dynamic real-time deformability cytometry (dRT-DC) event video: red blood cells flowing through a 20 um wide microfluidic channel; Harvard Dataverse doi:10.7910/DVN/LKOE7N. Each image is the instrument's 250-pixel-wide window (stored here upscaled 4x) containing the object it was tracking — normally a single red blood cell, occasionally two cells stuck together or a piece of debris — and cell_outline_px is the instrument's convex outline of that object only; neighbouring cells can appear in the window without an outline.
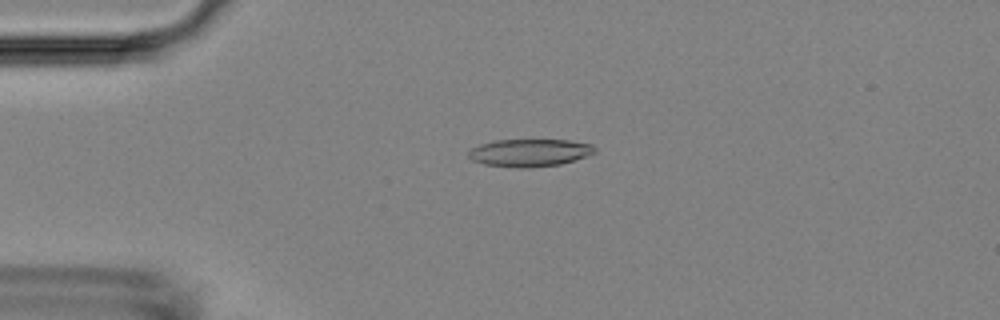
{"species": "Egyptian fruit bat (a non-hibernating species)", "species_latin": "Rousettus aegyptiacus", "temperature_condition": "room temperature", "stored_images_in_passage": 54, "camera_frame_rate_fps": 3000, "um_per_image_px": 0.085, "animal": {"sex": "female"}, "frame": {"image": 1, "passage_image": 13, "time_ms": 4.0, "image_size_px": [1000, 320], "cell_outline_px": [[596, 152], [588, 156], [560, 164], [528, 168], [516, 168], [484, 164], [472, 160], [468, 156], [468, 152], [472, 148], [480, 144], [496, 140], [568, 140], [592, 144], [596, 148]], "centroid_in_image_um": [45.03, 12.98], "position_along_channel_um": 40.0, "area_um2": 20.35}}
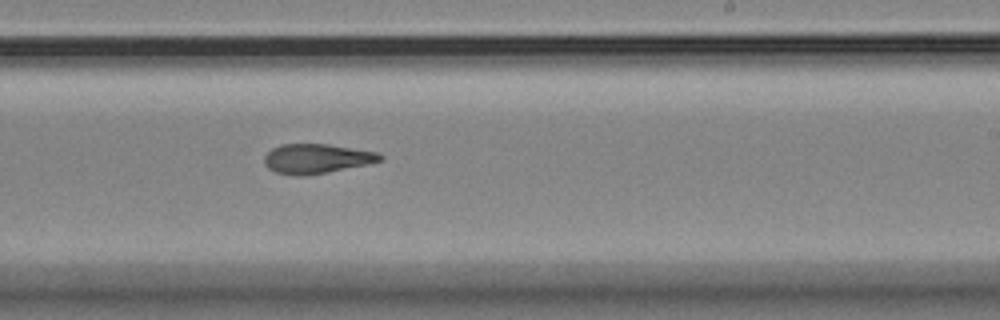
{"frame": {"image": 2, "passage_image": 33, "time_ms": 10.667, "image_size_px": [1000, 320], "cell_outline_px": [[384, 156], [380, 160], [368, 164], [304, 176], [296, 176], [276, 172], [268, 168], [264, 164], [264, 156], [272, 148], [280, 144], [328, 144], [380, 152]], "centroid_in_image_um": [26.9, 13.47], "position_along_channel_um": 262.1, "area_um2": 19.94}}
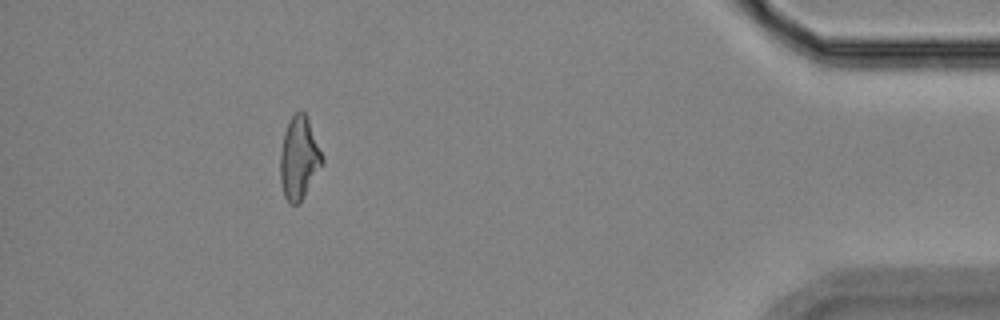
{"frame": {"image": 3, "passage_image": 49, "time_ms": 16.0, "image_size_px": [1000, 320], "cell_outline_px": [[324, 160], [300, 204], [288, 204], [284, 196], [280, 180], [280, 152], [284, 132], [288, 120], [296, 112], [304, 112], [308, 120], [324, 156]], "centroid_in_image_um": [25.4, 13.46], "position_along_channel_um": 409.8, "area_um2": 20.23}, "authors_computed_cell_mechanics": {"area_um2": 20.4034, "velocity_mm_per_s": 3.7423, "shape_relaxation_time_tau1_ms": null, "shape_relaxation_time_tau2_ms": 5.2206, "deformation_change_tau1": null, "deformation_change_tau2": 0.1577}}